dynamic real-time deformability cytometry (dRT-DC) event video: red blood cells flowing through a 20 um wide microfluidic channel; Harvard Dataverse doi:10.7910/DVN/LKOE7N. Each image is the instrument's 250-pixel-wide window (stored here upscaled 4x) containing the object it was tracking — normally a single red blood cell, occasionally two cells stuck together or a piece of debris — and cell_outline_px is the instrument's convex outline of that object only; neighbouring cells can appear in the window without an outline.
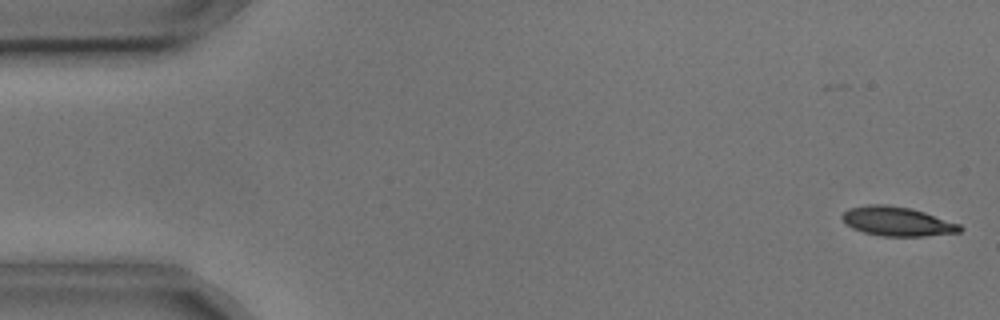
{"species": "common noctule bat (a hibernating species)", "species_latin": "Nyctalus noctula", "temperature_condition": "cold", "stored_images_in_passage": 5, "camera_frame_rate_fps": 3000, "um_per_image_px": 0.085, "animal": {"sex": "male", "body_mass_g": 17.9, "forearm_length_mm": 54.2}, "frame": {"image": 1, "passage_image": 1, "time_ms": 0.0, "image_size_px": [1000, 320], "cell_outline_px": [[964, 228], [960, 232], [924, 236], [880, 236], [864, 232], [852, 228], [844, 224], [840, 216], [848, 208], [868, 204], [888, 204], [912, 208], [960, 224]], "centroid_in_image_um": [76.23, 18.81], "position_along_channel_um": 8.8, "area_um2": 20.29}}